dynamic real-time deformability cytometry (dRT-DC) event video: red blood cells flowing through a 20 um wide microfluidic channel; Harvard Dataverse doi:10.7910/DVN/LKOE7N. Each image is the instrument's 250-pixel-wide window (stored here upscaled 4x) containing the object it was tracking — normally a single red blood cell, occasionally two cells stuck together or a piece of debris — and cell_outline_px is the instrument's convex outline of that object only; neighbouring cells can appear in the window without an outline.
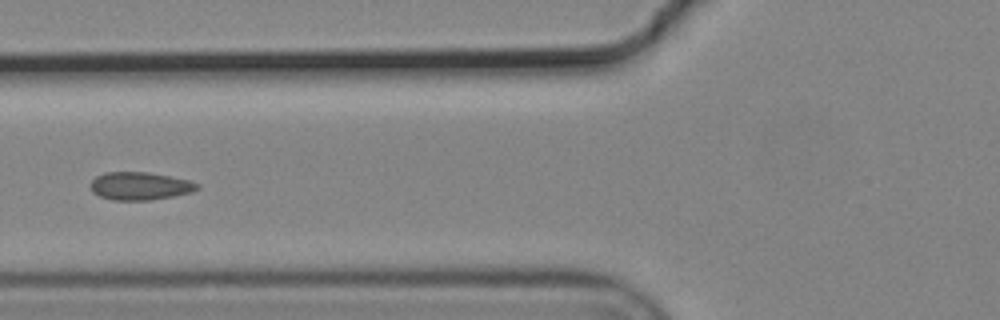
{"species": "common noctule bat (a hibernating species)", "species_latin": "Nyctalus noctula", "temperature_condition": "cold", "stored_images_in_passage": 7, "camera_frame_rate_fps": 3000, "um_per_image_px": 0.085, "animal": {"sex": "male", "body_mass_g": 19.2, "forearm_length_mm": 51.8}, "frame": {"image": 1, "passage_image": 7, "time_ms": 2.0, "image_size_px": [1000, 320], "cell_outline_px": [[200, 188], [192, 192], [152, 200], [112, 200], [100, 196], [92, 192], [88, 184], [96, 176], [104, 172], [148, 172], [188, 180], [200, 184]], "centroid_in_image_um": [11.86, 15.81], "position_along_channel_um": 113.9, "area_um2": 17.46}}